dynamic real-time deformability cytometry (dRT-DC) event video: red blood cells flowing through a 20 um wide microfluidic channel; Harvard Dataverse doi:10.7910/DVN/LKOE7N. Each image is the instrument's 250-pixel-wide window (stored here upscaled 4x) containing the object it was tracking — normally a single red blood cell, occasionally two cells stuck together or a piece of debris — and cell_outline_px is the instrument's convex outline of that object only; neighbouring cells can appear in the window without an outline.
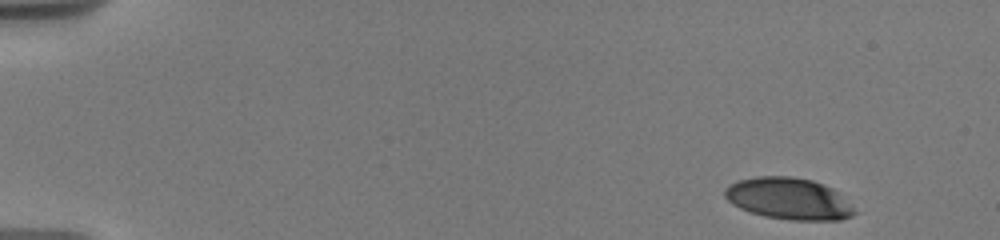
{"species": "human", "species_latin": "Homo sapiens", "temperature_condition": "warm", "stored_images_in_passage": 8, "camera_frame_rate_fps": 3000, "um_per_image_px": 0.085, "donor": {"sex": "male"}, "frame": {"image": 1, "passage_image": 1, "time_ms": 0.0, "image_size_px": [1000, 240], "cell_outline_px": [[856, 212], [852, 216], [840, 220], [792, 220], [764, 216], [740, 208], [732, 204], [724, 196], [724, 188], [728, 184], [736, 180], [756, 176], [792, 176], [812, 180], [824, 184], [840, 192]], "centroid_in_image_um": [67.02, 16.87], "position_along_channel_um": 18.0, "area_um2": 31.73}}
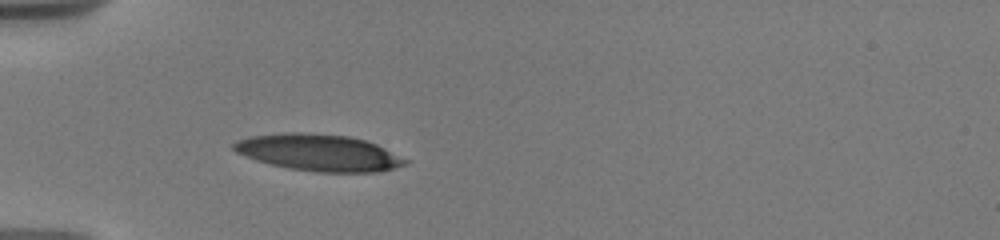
{"frame": {"image": 2, "passage_image": 5, "time_ms": 4.333, "image_size_px": [1000, 240], "cell_outline_px": [[412, 160], [408, 164], [396, 168], [376, 172], [316, 172], [288, 168], [256, 160], [236, 152], [232, 148], [232, 144], [236, 140], [252, 136], [284, 132], [300, 132], [348, 136], [364, 140], [376, 144]], "centroid_in_image_um": [27.14, 12.97], "position_along_channel_um": 57.9, "area_um2": 36.82}}
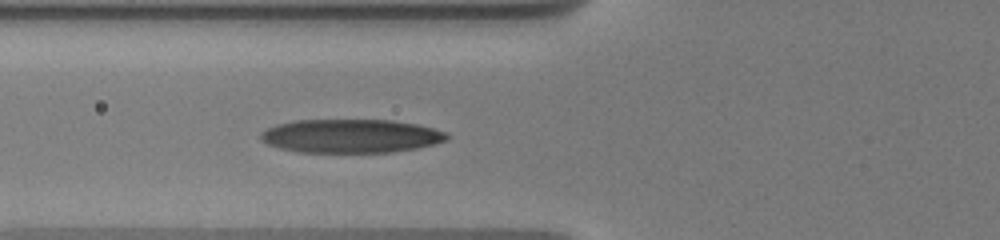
{"frame": {"image": 3, "passage_image": 8, "time_ms": 5.667, "image_size_px": [1000, 240], "cell_outline_px": [[448, 140], [416, 148], [392, 152], [296, 152], [280, 148], [268, 144], [260, 140], [260, 132], [276, 124], [292, 120], [392, 120], [416, 124], [432, 128], [444, 132], [448, 136]], "centroid_in_image_um": [29.77, 11.56], "position_along_channel_um": 96.0, "area_um2": 36.47}}